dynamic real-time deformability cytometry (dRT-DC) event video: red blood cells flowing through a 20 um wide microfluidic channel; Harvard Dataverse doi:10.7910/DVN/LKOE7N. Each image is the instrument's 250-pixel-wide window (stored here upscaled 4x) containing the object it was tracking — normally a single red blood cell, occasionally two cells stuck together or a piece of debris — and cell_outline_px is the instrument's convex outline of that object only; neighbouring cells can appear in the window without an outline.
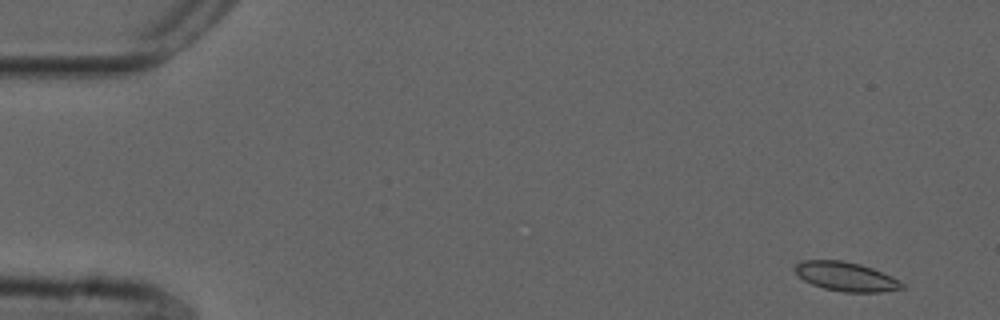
{"species": "common noctule bat (a hibernating species)", "species_latin": "Nyctalus noctula", "temperature_condition": "cold", "stored_images_in_passage": 55, "camera_frame_rate_fps": 3000, "um_per_image_px": 0.085, "animal": {"sex": "male", "forearm_length_mm": 52.5}, "frame": {"image": 1, "passage_image": 3, "time_ms": 0.667, "image_size_px": [1000, 320], "cell_outline_px": [[904, 288], [880, 292], [844, 292], [824, 288], [812, 284], [804, 280], [792, 268], [800, 260], [840, 260], [860, 264], [872, 268], [900, 280], [904, 284]], "centroid_in_image_um": [71.89, 23.5], "position_along_channel_um": 13.1, "area_um2": 18.09}}
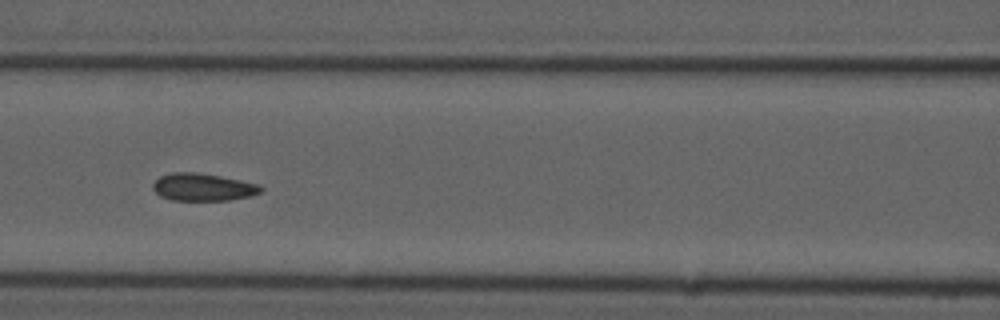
{"frame": {"image": 2, "passage_image": 24, "time_ms": 7.667, "image_size_px": [1000, 320], "cell_outline_px": [[264, 188], [260, 192], [252, 196], [228, 200], [172, 200], [160, 196], [152, 188], [152, 184], [160, 176], [172, 172], [196, 172], [220, 176], [256, 184]], "centroid_in_image_um": [17.22, 15.91], "position_along_channel_um": 149.4, "area_um2": 17.17}}
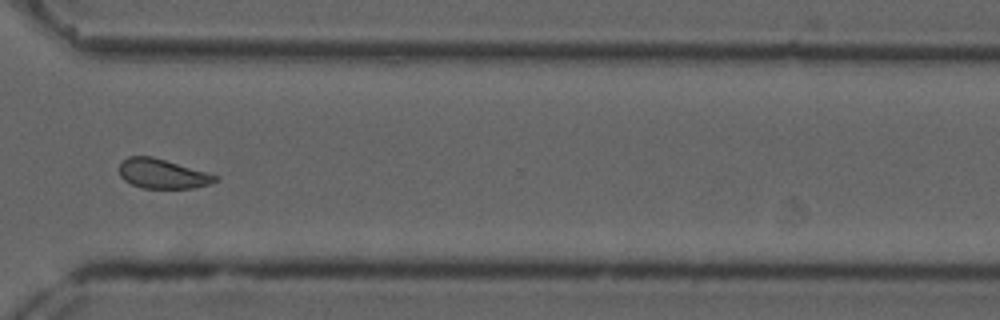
{"frame": {"image": 3, "passage_image": 41, "time_ms": 13.333, "image_size_px": [1000, 320], "cell_outline_px": [[220, 176], [216, 180], [208, 184], [192, 188], [140, 188], [124, 180], [120, 176], [120, 160], [128, 156], [152, 156]], "centroid_in_image_um": [13.77, 14.76], "position_along_channel_um": 356.8, "area_um2": 16.47}, "authors_computed_cell_mechanics": {"area_um2": 17.5134, "velocity_mm_per_s": 3.6651, "shape_relaxation_time_tau1_ms": null, "shape_relaxation_time_tau2_ms": 1.2823, "deformation_change_tau1": null, "deformation_change_tau2": 0.0563}}